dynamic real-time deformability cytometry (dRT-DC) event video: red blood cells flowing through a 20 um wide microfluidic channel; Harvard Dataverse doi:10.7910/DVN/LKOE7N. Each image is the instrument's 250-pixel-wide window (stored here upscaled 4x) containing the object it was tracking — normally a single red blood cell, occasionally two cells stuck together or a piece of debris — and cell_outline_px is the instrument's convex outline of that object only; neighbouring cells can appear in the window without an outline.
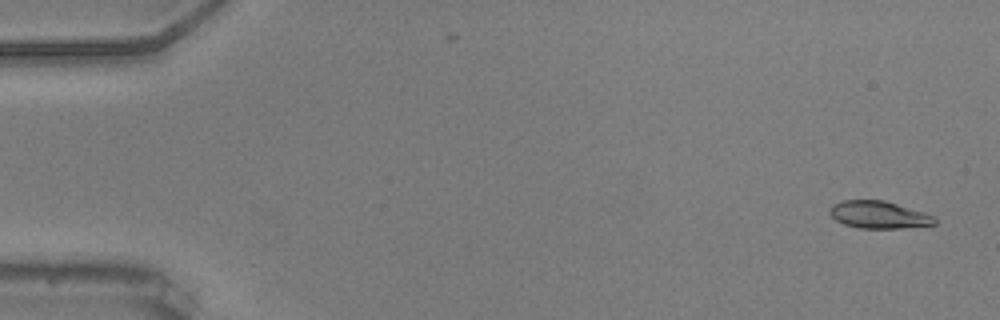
{"species": "common noctule bat (a hibernating species)", "species_latin": "Nyctalus noctula", "temperature_condition": "warm", "stored_images_in_passage": 55, "camera_frame_rate_fps": 3000, "um_per_image_px": 0.085, "animal": {"sex": "male", "body_mass_g": 20.5, "forearm_length_mm": 52.5}, "frame": {"image": 1, "passage_image": 2, "time_ms": 0.333, "image_size_px": [1000, 320], "cell_outline_px": [[936, 224], [900, 228], [860, 228], [844, 224], [836, 220], [828, 212], [832, 204], [844, 200], [884, 200], [924, 212], [936, 216]], "centroid_in_image_um": [74.7, 18.25], "position_along_channel_um": 10.3, "area_um2": 16.7}}
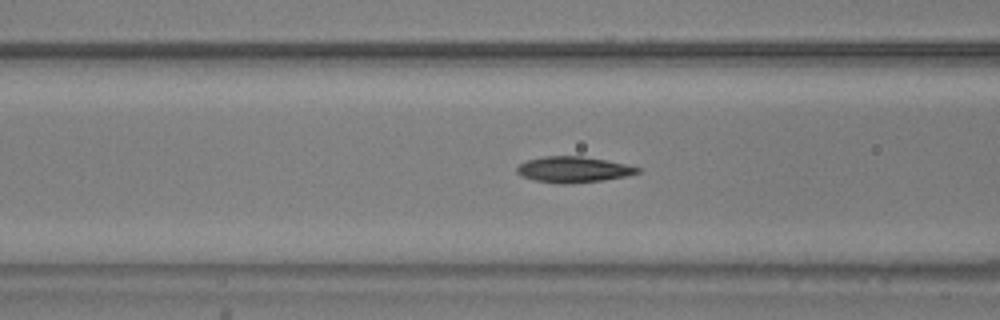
{"frame": {"image": 2, "passage_image": 22, "time_ms": 7.0, "image_size_px": [1000, 320], "cell_outline_px": [[640, 172], [628, 176], [604, 180], [568, 184], [556, 184], [536, 180], [520, 176], [516, 172], [516, 168], [520, 164], [528, 160], [544, 156], [580, 156], [608, 160], [640, 168]], "centroid_in_image_um": [48.73, 14.42], "position_along_channel_um": 117.9, "area_um2": 18.26}}
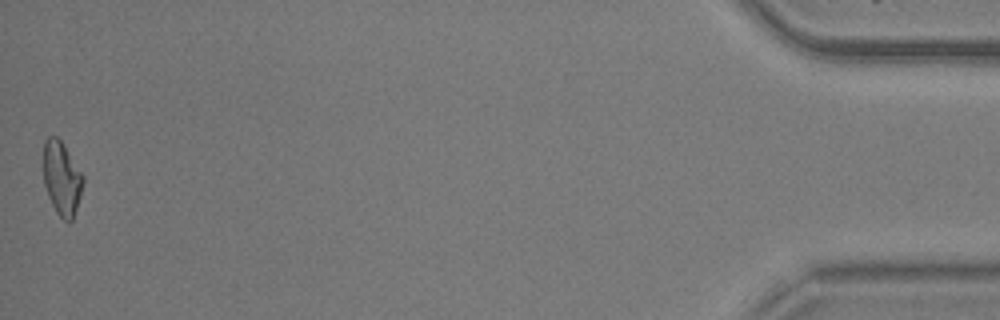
{"frame": {"image": 3, "passage_image": 55, "time_ms": 18.0, "image_size_px": [1000, 320], "cell_outline_px": [[84, 184], [72, 220], [68, 224], [56, 212], [48, 196], [44, 184], [44, 140], [48, 136], [56, 136], [60, 140], [84, 176]], "centroid_in_image_um": [5.25, 15.17], "position_along_channel_um": 429.9, "area_um2": 16.88}, "authors_computed_cell_mechanics": {"area_um2": 17.5134, "velocity_mm_per_s": 3.6862, "shape_relaxation_time_tau1_ms": 4.0701, "shape_relaxation_time_tau2_ms": 2.2892, "deformation_change_tau1": 0.1604, "deformation_change_tau2": 0.0602}}